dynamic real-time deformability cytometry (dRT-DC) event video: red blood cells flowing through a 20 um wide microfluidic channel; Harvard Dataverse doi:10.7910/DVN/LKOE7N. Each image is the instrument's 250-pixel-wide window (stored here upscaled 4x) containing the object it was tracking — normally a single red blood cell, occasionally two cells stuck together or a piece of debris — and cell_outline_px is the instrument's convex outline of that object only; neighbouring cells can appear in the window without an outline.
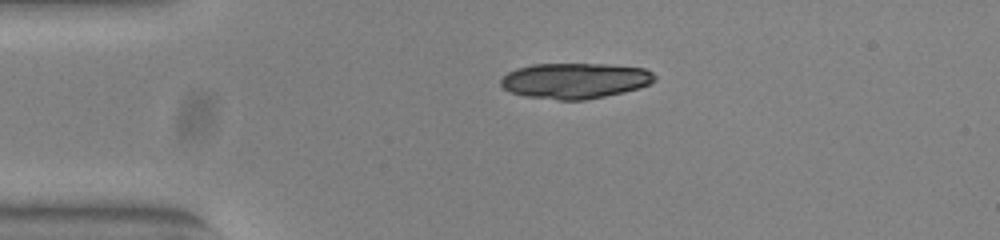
{"species": "common noctule bat (a hibernating species)", "species_latin": "Nyctalus noctula", "temperature_condition": "warm", "stored_images_in_passage": 12, "camera_frame_rate_fps": 3000, "um_per_image_px": 0.085, "animal": {"sex": "female", "body_mass_g": 23.0, "forearm_length_mm": 53.4}, "frame": {"image": 1, "passage_image": 1, "time_ms": 0.0, "image_size_px": [1000, 240], "cell_outline_px": [[656, 80], [648, 84], [636, 88], [604, 96], [584, 100], [556, 100], [528, 96], [512, 92], [504, 88], [500, 84], [500, 80], [508, 72], [516, 68], [532, 64], [608, 64], [644, 68], [652, 72], [656, 76]], "centroid_in_image_um": [48.86, 6.84], "position_along_channel_um": 36.1, "area_um2": 31.67}}